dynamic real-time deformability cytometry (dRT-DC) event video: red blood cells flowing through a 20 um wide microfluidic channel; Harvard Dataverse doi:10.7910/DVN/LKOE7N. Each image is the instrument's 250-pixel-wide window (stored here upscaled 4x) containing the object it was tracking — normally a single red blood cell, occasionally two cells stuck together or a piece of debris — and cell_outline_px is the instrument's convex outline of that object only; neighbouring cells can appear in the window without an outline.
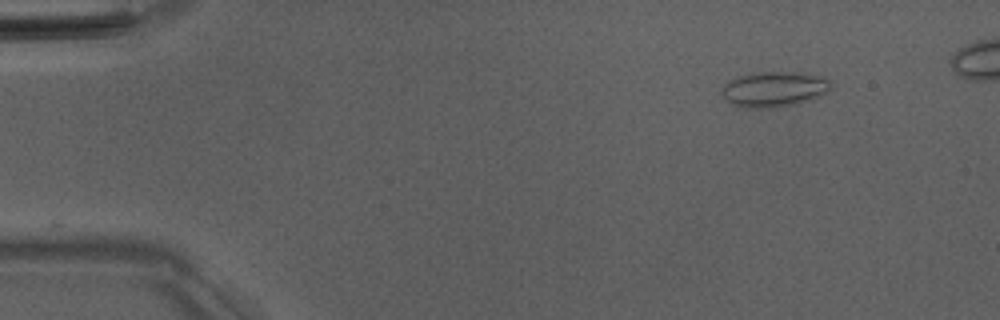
{"species": "Egyptian fruit bat (a non-hibernating species)", "species_latin": "Rousettus aegyptiacus", "temperature_condition": "room temperature", "stored_images_in_passage": 14, "camera_frame_rate_fps": 3000, "um_per_image_px": 0.085, "animal": {"sex": "male"}, "frame": {"image": 1, "passage_image": 1, "time_ms": 0.0, "image_size_px": [1000, 320], "cell_outline_px": [[832, 88], [828, 92], [820, 96], [796, 104], [768, 108], [748, 108], [732, 104], [720, 92], [724, 84], [728, 80], [752, 72], [796, 72], [824, 76], [832, 84]], "centroid_in_image_um": [65.82, 7.57], "position_along_channel_um": 19.2, "area_um2": 22.6}}